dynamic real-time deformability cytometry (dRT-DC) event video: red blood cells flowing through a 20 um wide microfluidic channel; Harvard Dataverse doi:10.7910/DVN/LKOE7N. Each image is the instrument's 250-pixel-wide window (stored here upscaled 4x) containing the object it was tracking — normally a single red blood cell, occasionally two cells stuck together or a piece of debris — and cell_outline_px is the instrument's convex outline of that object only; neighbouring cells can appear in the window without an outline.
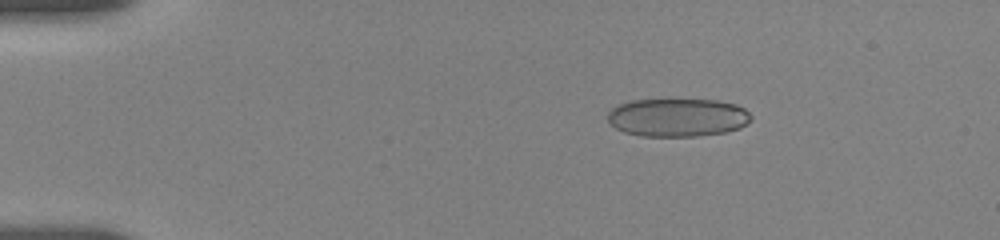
{"species": "human", "species_latin": "Homo sapiens", "temperature_condition": "room temperature", "stored_images_in_passage": 31, "camera_frame_rate_fps": 3000, "um_per_image_px": 0.085, "donor": {"sex": "female"}, "frame": {"image": 1, "passage_image": 12, "time_ms": 2.667, "image_size_px": [1000, 240], "cell_outline_px": [[752, 120], [748, 124], [740, 128], [728, 132], [696, 136], [640, 136], [624, 132], [616, 128], [608, 120], [608, 112], [612, 108], [620, 104], [632, 100], [716, 100], [736, 104], [744, 108], [752, 116]], "centroid_in_image_um": [57.64, 9.99], "position_along_channel_um": 27.4, "area_um2": 32.08}}
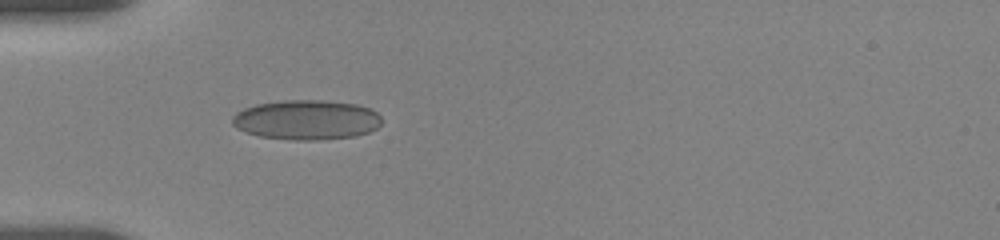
{"frame": {"image": 2, "passage_image": 30, "time_ms": 5.333, "image_size_px": [1000, 240], "cell_outline_px": [[380, 124], [376, 128], [368, 132], [356, 136], [316, 140], [292, 140], [260, 136], [244, 132], [236, 128], [232, 124], [232, 116], [236, 112], [244, 108], [256, 104], [284, 100], [320, 100], [356, 104], [368, 108], [376, 112], [380, 116]], "centroid_in_image_um": [26.01, 10.19], "position_along_channel_um": 59.0, "area_um2": 34.62}}